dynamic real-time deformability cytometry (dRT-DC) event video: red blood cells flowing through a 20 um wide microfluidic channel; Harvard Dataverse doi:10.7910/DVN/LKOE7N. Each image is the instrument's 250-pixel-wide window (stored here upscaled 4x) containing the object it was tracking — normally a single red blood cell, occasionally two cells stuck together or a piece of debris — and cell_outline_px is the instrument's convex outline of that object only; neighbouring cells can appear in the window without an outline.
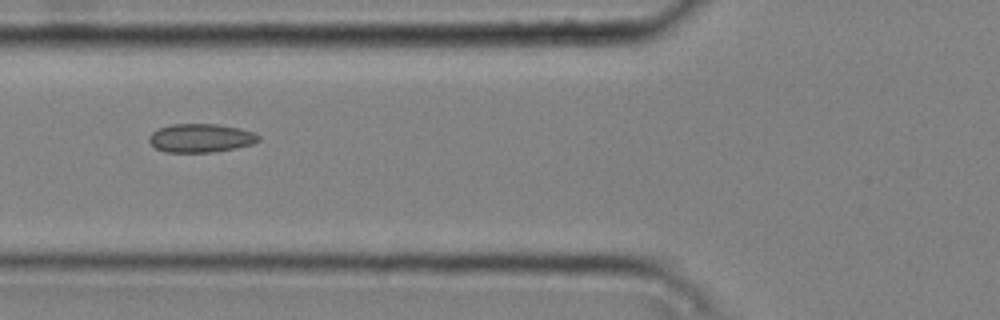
{"species": "common noctule bat (a hibernating species)", "species_latin": "Nyctalus noctula", "temperature_condition": "cold", "stored_images_in_passage": 5, "camera_frame_rate_fps": 3000, "um_per_image_px": 0.085, "animal": {"sex": "male", "body_mass_g": 20.4}, "frame": {"image": 1, "passage_image": 3, "time_ms": 0.667, "image_size_px": [1000, 320], "cell_outline_px": [[260, 140], [252, 144], [236, 148], [212, 152], [164, 152], [156, 148], [148, 140], [148, 136], [152, 132], [160, 128], [172, 124], [216, 124], [240, 128], [256, 132], [260, 136]], "centroid_in_image_um": [17.09, 11.73], "position_along_channel_um": 108.7, "area_um2": 18.32}}
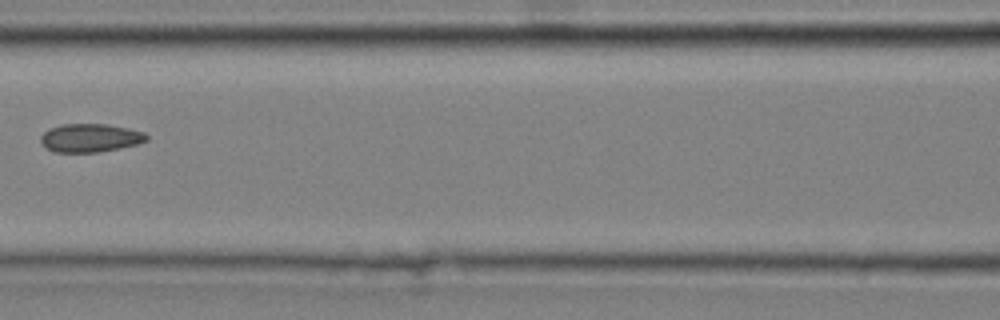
{"frame": {"image": 2, "passage_image": 4, "time_ms": 1.0, "image_size_px": [1000, 320], "cell_outline_px": [[148, 140], [136, 144], [120, 148], [96, 152], [52, 152], [40, 140], [40, 136], [48, 128], [60, 124], [108, 124], [128, 128], [144, 132], [148, 136]], "centroid_in_image_um": [7.66, 11.71], "position_along_channel_um": 158.9, "area_um2": 17.51}}
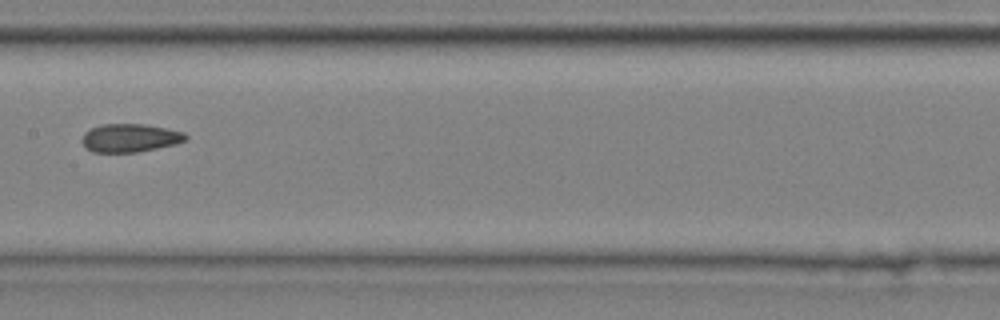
{"frame": {"image": 3, "passage_image": 5, "time_ms": 1.333, "image_size_px": [1000, 320], "cell_outline_px": [[188, 140], [176, 144], [136, 152], [92, 152], [84, 144], [84, 132], [100, 124], [144, 124], [184, 132], [188, 136]], "centroid_in_image_um": [11.09, 11.72], "position_along_channel_um": 196.3, "area_um2": 16.88}}